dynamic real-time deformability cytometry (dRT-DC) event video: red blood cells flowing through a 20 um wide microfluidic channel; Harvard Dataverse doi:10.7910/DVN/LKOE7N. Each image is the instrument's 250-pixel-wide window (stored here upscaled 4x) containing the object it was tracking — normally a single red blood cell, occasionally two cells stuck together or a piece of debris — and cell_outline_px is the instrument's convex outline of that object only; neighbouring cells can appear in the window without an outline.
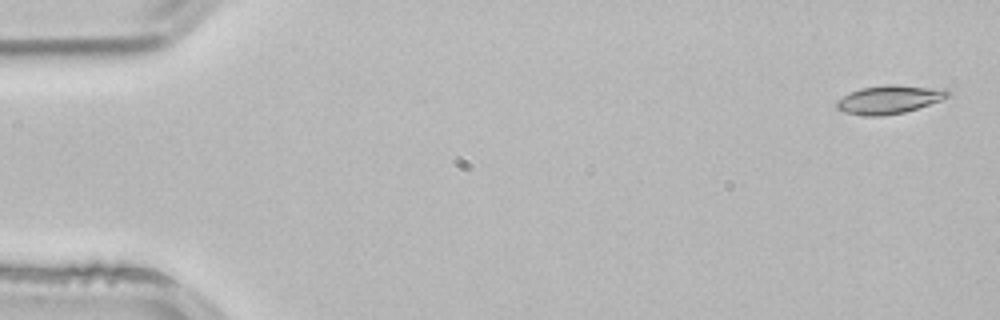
{"species": "common noctule bat (a hibernating species)", "species_latin": "Nyctalus noctula", "temperature_condition": "room temperature", "stored_images_in_passage": 3, "camera_frame_rate_fps": 3000, "um_per_image_px": 0.085, "animal": {"sex": "male", "body_mass_g": 21.5, "forearm_length_mm": 52.0}, "frame": {"image": 1, "passage_image": 1, "time_ms": 0.0, "image_size_px": [1000, 320], "cell_outline_px": [[952, 96], [904, 112], [880, 116], [868, 116], [844, 112], [836, 108], [836, 100], [860, 88], [888, 84], [896, 84], [948, 88], [952, 92]], "centroid_in_image_um": [75.65, 8.43], "position_along_channel_um": 9.4, "area_um2": 18.55}}
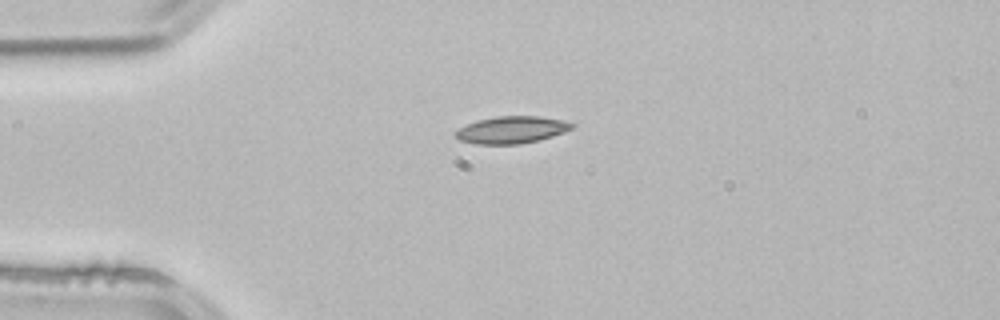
{"frame": {"image": 2, "passage_image": 3, "time_ms": 0.667, "image_size_px": [1000, 320], "cell_outline_px": [[576, 124], [572, 128], [564, 132], [540, 140], [520, 144], [476, 144], [460, 140], [452, 136], [460, 128], [468, 124], [480, 120], [496, 116], [540, 116], [560, 120]], "centroid_in_image_um": [43.49, 11.04], "position_along_channel_um": 41.5, "area_um2": 18.26}}